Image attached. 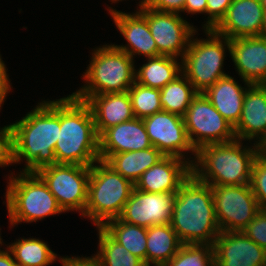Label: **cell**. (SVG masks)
I'll use <instances>...</instances> for the list:
<instances>
[{
  "label": "cell",
  "instance_id": "603a6c76",
  "mask_svg": "<svg viewBox=\"0 0 266 266\" xmlns=\"http://www.w3.org/2000/svg\"><path fill=\"white\" fill-rule=\"evenodd\" d=\"M250 85L247 84L244 88L232 76L226 75L203 94L215 109L235 127L241 118L245 93Z\"/></svg>",
  "mask_w": 266,
  "mask_h": 266
},
{
  "label": "cell",
  "instance_id": "2e32d148",
  "mask_svg": "<svg viewBox=\"0 0 266 266\" xmlns=\"http://www.w3.org/2000/svg\"><path fill=\"white\" fill-rule=\"evenodd\" d=\"M230 56L245 85L266 84V37L231 39Z\"/></svg>",
  "mask_w": 266,
  "mask_h": 266
},
{
  "label": "cell",
  "instance_id": "74e56055",
  "mask_svg": "<svg viewBox=\"0 0 266 266\" xmlns=\"http://www.w3.org/2000/svg\"><path fill=\"white\" fill-rule=\"evenodd\" d=\"M62 266H99L95 256L91 257H60Z\"/></svg>",
  "mask_w": 266,
  "mask_h": 266
},
{
  "label": "cell",
  "instance_id": "8fae6325",
  "mask_svg": "<svg viewBox=\"0 0 266 266\" xmlns=\"http://www.w3.org/2000/svg\"><path fill=\"white\" fill-rule=\"evenodd\" d=\"M220 231H242L261 210L250 184L211 186Z\"/></svg>",
  "mask_w": 266,
  "mask_h": 266
},
{
  "label": "cell",
  "instance_id": "cb8c5ba5",
  "mask_svg": "<svg viewBox=\"0 0 266 266\" xmlns=\"http://www.w3.org/2000/svg\"><path fill=\"white\" fill-rule=\"evenodd\" d=\"M164 155L155 147L110 155L104 162L133 184Z\"/></svg>",
  "mask_w": 266,
  "mask_h": 266
},
{
  "label": "cell",
  "instance_id": "4316f807",
  "mask_svg": "<svg viewBox=\"0 0 266 266\" xmlns=\"http://www.w3.org/2000/svg\"><path fill=\"white\" fill-rule=\"evenodd\" d=\"M102 228L146 265L147 228L126 223L120 218L107 221Z\"/></svg>",
  "mask_w": 266,
  "mask_h": 266
},
{
  "label": "cell",
  "instance_id": "ffe728a7",
  "mask_svg": "<svg viewBox=\"0 0 266 266\" xmlns=\"http://www.w3.org/2000/svg\"><path fill=\"white\" fill-rule=\"evenodd\" d=\"M150 147L152 143L143 119L134 117L106 129L99 136V159L105 161L112 154L139 151Z\"/></svg>",
  "mask_w": 266,
  "mask_h": 266
},
{
  "label": "cell",
  "instance_id": "ee69618b",
  "mask_svg": "<svg viewBox=\"0 0 266 266\" xmlns=\"http://www.w3.org/2000/svg\"><path fill=\"white\" fill-rule=\"evenodd\" d=\"M263 10L266 11V0H261Z\"/></svg>",
  "mask_w": 266,
  "mask_h": 266
},
{
  "label": "cell",
  "instance_id": "7402d4cb",
  "mask_svg": "<svg viewBox=\"0 0 266 266\" xmlns=\"http://www.w3.org/2000/svg\"><path fill=\"white\" fill-rule=\"evenodd\" d=\"M85 102L92 111L98 136L106 129L135 117L128 91L92 95Z\"/></svg>",
  "mask_w": 266,
  "mask_h": 266
},
{
  "label": "cell",
  "instance_id": "e575fe53",
  "mask_svg": "<svg viewBox=\"0 0 266 266\" xmlns=\"http://www.w3.org/2000/svg\"><path fill=\"white\" fill-rule=\"evenodd\" d=\"M233 0H207L208 19L204 24V30L214 29L225 17L228 7Z\"/></svg>",
  "mask_w": 266,
  "mask_h": 266
},
{
  "label": "cell",
  "instance_id": "83f0119b",
  "mask_svg": "<svg viewBox=\"0 0 266 266\" xmlns=\"http://www.w3.org/2000/svg\"><path fill=\"white\" fill-rule=\"evenodd\" d=\"M7 248L17 266H47L58 258L47 243L37 238H20Z\"/></svg>",
  "mask_w": 266,
  "mask_h": 266
},
{
  "label": "cell",
  "instance_id": "44dd1931",
  "mask_svg": "<svg viewBox=\"0 0 266 266\" xmlns=\"http://www.w3.org/2000/svg\"><path fill=\"white\" fill-rule=\"evenodd\" d=\"M239 140H257L259 144L266 136V84L250 85L245 93L242 114L234 127Z\"/></svg>",
  "mask_w": 266,
  "mask_h": 266
},
{
  "label": "cell",
  "instance_id": "d4e9b609",
  "mask_svg": "<svg viewBox=\"0 0 266 266\" xmlns=\"http://www.w3.org/2000/svg\"><path fill=\"white\" fill-rule=\"evenodd\" d=\"M182 246L170 223L147 228L146 266H163Z\"/></svg>",
  "mask_w": 266,
  "mask_h": 266
},
{
  "label": "cell",
  "instance_id": "4dcf8cb0",
  "mask_svg": "<svg viewBox=\"0 0 266 266\" xmlns=\"http://www.w3.org/2000/svg\"><path fill=\"white\" fill-rule=\"evenodd\" d=\"M214 249L209 244H182L163 266H214Z\"/></svg>",
  "mask_w": 266,
  "mask_h": 266
},
{
  "label": "cell",
  "instance_id": "60d3db41",
  "mask_svg": "<svg viewBox=\"0 0 266 266\" xmlns=\"http://www.w3.org/2000/svg\"><path fill=\"white\" fill-rule=\"evenodd\" d=\"M0 266H17L12 253L8 248L2 251L0 249Z\"/></svg>",
  "mask_w": 266,
  "mask_h": 266
},
{
  "label": "cell",
  "instance_id": "8992f818",
  "mask_svg": "<svg viewBox=\"0 0 266 266\" xmlns=\"http://www.w3.org/2000/svg\"><path fill=\"white\" fill-rule=\"evenodd\" d=\"M11 175L5 195L11 226L22 222H37L64 212L37 173L21 171L16 176Z\"/></svg>",
  "mask_w": 266,
  "mask_h": 266
},
{
  "label": "cell",
  "instance_id": "277c9868",
  "mask_svg": "<svg viewBox=\"0 0 266 266\" xmlns=\"http://www.w3.org/2000/svg\"><path fill=\"white\" fill-rule=\"evenodd\" d=\"M242 146V140L204 145L196 151L192 174L211 186L250 184L258 145Z\"/></svg>",
  "mask_w": 266,
  "mask_h": 266
},
{
  "label": "cell",
  "instance_id": "f546056e",
  "mask_svg": "<svg viewBox=\"0 0 266 266\" xmlns=\"http://www.w3.org/2000/svg\"><path fill=\"white\" fill-rule=\"evenodd\" d=\"M98 228V252L99 266H146L145 263L123 245L116 242L102 227Z\"/></svg>",
  "mask_w": 266,
  "mask_h": 266
},
{
  "label": "cell",
  "instance_id": "52a82bcc",
  "mask_svg": "<svg viewBox=\"0 0 266 266\" xmlns=\"http://www.w3.org/2000/svg\"><path fill=\"white\" fill-rule=\"evenodd\" d=\"M133 189L134 184L130 180L99 160L90 167L88 198L83 218H90L96 227L119 218Z\"/></svg>",
  "mask_w": 266,
  "mask_h": 266
},
{
  "label": "cell",
  "instance_id": "7a4b0ae2",
  "mask_svg": "<svg viewBox=\"0 0 266 266\" xmlns=\"http://www.w3.org/2000/svg\"><path fill=\"white\" fill-rule=\"evenodd\" d=\"M170 225L182 244L213 245L221 231L211 185L191 173L176 192Z\"/></svg>",
  "mask_w": 266,
  "mask_h": 266
},
{
  "label": "cell",
  "instance_id": "3957f363",
  "mask_svg": "<svg viewBox=\"0 0 266 266\" xmlns=\"http://www.w3.org/2000/svg\"><path fill=\"white\" fill-rule=\"evenodd\" d=\"M54 154L57 164L91 167L100 160L92 111L72 94L60 98V131Z\"/></svg>",
  "mask_w": 266,
  "mask_h": 266
},
{
  "label": "cell",
  "instance_id": "484cf974",
  "mask_svg": "<svg viewBox=\"0 0 266 266\" xmlns=\"http://www.w3.org/2000/svg\"><path fill=\"white\" fill-rule=\"evenodd\" d=\"M146 59L147 63L135 72V82L142 86L162 89L182 73L177 58L160 55Z\"/></svg>",
  "mask_w": 266,
  "mask_h": 266
},
{
  "label": "cell",
  "instance_id": "5b68a950",
  "mask_svg": "<svg viewBox=\"0 0 266 266\" xmlns=\"http://www.w3.org/2000/svg\"><path fill=\"white\" fill-rule=\"evenodd\" d=\"M84 72L86 84L72 95L86 101L92 95L126 92L135 83V66L126 52L114 44L97 47Z\"/></svg>",
  "mask_w": 266,
  "mask_h": 266
},
{
  "label": "cell",
  "instance_id": "f1b7e54d",
  "mask_svg": "<svg viewBox=\"0 0 266 266\" xmlns=\"http://www.w3.org/2000/svg\"><path fill=\"white\" fill-rule=\"evenodd\" d=\"M197 94L192 84L181 73L160 89V103L163 111L183 117Z\"/></svg>",
  "mask_w": 266,
  "mask_h": 266
},
{
  "label": "cell",
  "instance_id": "ab89813d",
  "mask_svg": "<svg viewBox=\"0 0 266 266\" xmlns=\"http://www.w3.org/2000/svg\"><path fill=\"white\" fill-rule=\"evenodd\" d=\"M183 12L188 14H207V0H185Z\"/></svg>",
  "mask_w": 266,
  "mask_h": 266
},
{
  "label": "cell",
  "instance_id": "d6986e66",
  "mask_svg": "<svg viewBox=\"0 0 266 266\" xmlns=\"http://www.w3.org/2000/svg\"><path fill=\"white\" fill-rule=\"evenodd\" d=\"M108 10L114 24L128 43L125 46L115 45L118 49L126 52L132 59L137 54L147 58L160 56L147 19L139 11L131 14L112 9V7Z\"/></svg>",
  "mask_w": 266,
  "mask_h": 266
},
{
  "label": "cell",
  "instance_id": "ba28073f",
  "mask_svg": "<svg viewBox=\"0 0 266 266\" xmlns=\"http://www.w3.org/2000/svg\"><path fill=\"white\" fill-rule=\"evenodd\" d=\"M204 31L208 39H193L192 36L181 59L182 74L197 93H204L220 78L228 75L222 68L226 47L230 53V40L217 34L213 29Z\"/></svg>",
  "mask_w": 266,
  "mask_h": 266
},
{
  "label": "cell",
  "instance_id": "9a60e30c",
  "mask_svg": "<svg viewBox=\"0 0 266 266\" xmlns=\"http://www.w3.org/2000/svg\"><path fill=\"white\" fill-rule=\"evenodd\" d=\"M214 266H266V250L242 231H222L215 239Z\"/></svg>",
  "mask_w": 266,
  "mask_h": 266
},
{
  "label": "cell",
  "instance_id": "b9f144b4",
  "mask_svg": "<svg viewBox=\"0 0 266 266\" xmlns=\"http://www.w3.org/2000/svg\"><path fill=\"white\" fill-rule=\"evenodd\" d=\"M259 153L266 156V136L264 139L258 144Z\"/></svg>",
  "mask_w": 266,
  "mask_h": 266
},
{
  "label": "cell",
  "instance_id": "6da1fadb",
  "mask_svg": "<svg viewBox=\"0 0 266 266\" xmlns=\"http://www.w3.org/2000/svg\"><path fill=\"white\" fill-rule=\"evenodd\" d=\"M12 129V163L26 160L23 172L37 173L57 164L54 149L60 131V99L42 101Z\"/></svg>",
  "mask_w": 266,
  "mask_h": 266
},
{
  "label": "cell",
  "instance_id": "7c38bea8",
  "mask_svg": "<svg viewBox=\"0 0 266 266\" xmlns=\"http://www.w3.org/2000/svg\"><path fill=\"white\" fill-rule=\"evenodd\" d=\"M138 11L147 19L159 55L181 57V60L191 37L197 33L196 28L178 13L154 10L144 4L139 6Z\"/></svg>",
  "mask_w": 266,
  "mask_h": 266
},
{
  "label": "cell",
  "instance_id": "f6af8a7d",
  "mask_svg": "<svg viewBox=\"0 0 266 266\" xmlns=\"http://www.w3.org/2000/svg\"><path fill=\"white\" fill-rule=\"evenodd\" d=\"M112 3H116L117 1H122V0H110Z\"/></svg>",
  "mask_w": 266,
  "mask_h": 266
},
{
  "label": "cell",
  "instance_id": "5bb4252c",
  "mask_svg": "<svg viewBox=\"0 0 266 266\" xmlns=\"http://www.w3.org/2000/svg\"><path fill=\"white\" fill-rule=\"evenodd\" d=\"M175 197L176 193H148L134 188L119 218L145 228L168 224Z\"/></svg>",
  "mask_w": 266,
  "mask_h": 266
},
{
  "label": "cell",
  "instance_id": "bcb514c9",
  "mask_svg": "<svg viewBox=\"0 0 266 266\" xmlns=\"http://www.w3.org/2000/svg\"><path fill=\"white\" fill-rule=\"evenodd\" d=\"M0 230H1V229H0ZM0 235H1V234H0ZM2 243H3V242H2V239H1V236H0V244L3 245Z\"/></svg>",
  "mask_w": 266,
  "mask_h": 266
},
{
  "label": "cell",
  "instance_id": "e0dca14e",
  "mask_svg": "<svg viewBox=\"0 0 266 266\" xmlns=\"http://www.w3.org/2000/svg\"><path fill=\"white\" fill-rule=\"evenodd\" d=\"M192 163L189 158L164 156L140 176L134 188L148 193H176L191 175Z\"/></svg>",
  "mask_w": 266,
  "mask_h": 266
},
{
  "label": "cell",
  "instance_id": "d6a6232c",
  "mask_svg": "<svg viewBox=\"0 0 266 266\" xmlns=\"http://www.w3.org/2000/svg\"><path fill=\"white\" fill-rule=\"evenodd\" d=\"M260 209L266 210V156L259 153L252 165L250 182Z\"/></svg>",
  "mask_w": 266,
  "mask_h": 266
},
{
  "label": "cell",
  "instance_id": "7bdbcfd3",
  "mask_svg": "<svg viewBox=\"0 0 266 266\" xmlns=\"http://www.w3.org/2000/svg\"><path fill=\"white\" fill-rule=\"evenodd\" d=\"M262 36L266 37V11H264L263 17Z\"/></svg>",
  "mask_w": 266,
  "mask_h": 266
},
{
  "label": "cell",
  "instance_id": "9c48e42d",
  "mask_svg": "<svg viewBox=\"0 0 266 266\" xmlns=\"http://www.w3.org/2000/svg\"><path fill=\"white\" fill-rule=\"evenodd\" d=\"M183 120L188 139L195 151L204 145L227 143L236 139L234 127L203 93H198L192 99Z\"/></svg>",
  "mask_w": 266,
  "mask_h": 266
},
{
  "label": "cell",
  "instance_id": "ac0fdd59",
  "mask_svg": "<svg viewBox=\"0 0 266 266\" xmlns=\"http://www.w3.org/2000/svg\"><path fill=\"white\" fill-rule=\"evenodd\" d=\"M263 17L261 0H233L225 17L213 30L229 40L262 36Z\"/></svg>",
  "mask_w": 266,
  "mask_h": 266
},
{
  "label": "cell",
  "instance_id": "d590c367",
  "mask_svg": "<svg viewBox=\"0 0 266 266\" xmlns=\"http://www.w3.org/2000/svg\"><path fill=\"white\" fill-rule=\"evenodd\" d=\"M12 163V129L11 125L0 128V167Z\"/></svg>",
  "mask_w": 266,
  "mask_h": 266
},
{
  "label": "cell",
  "instance_id": "f35d334b",
  "mask_svg": "<svg viewBox=\"0 0 266 266\" xmlns=\"http://www.w3.org/2000/svg\"><path fill=\"white\" fill-rule=\"evenodd\" d=\"M11 91V84L7 74L5 63L0 55V110L7 94Z\"/></svg>",
  "mask_w": 266,
  "mask_h": 266
},
{
  "label": "cell",
  "instance_id": "8d00e7d4",
  "mask_svg": "<svg viewBox=\"0 0 266 266\" xmlns=\"http://www.w3.org/2000/svg\"><path fill=\"white\" fill-rule=\"evenodd\" d=\"M139 6L144 4L146 7L171 13H180L184 10L185 0H142Z\"/></svg>",
  "mask_w": 266,
  "mask_h": 266
},
{
  "label": "cell",
  "instance_id": "30bf717a",
  "mask_svg": "<svg viewBox=\"0 0 266 266\" xmlns=\"http://www.w3.org/2000/svg\"><path fill=\"white\" fill-rule=\"evenodd\" d=\"M42 178L64 212L78 211L81 216L88 198L90 167L77 164H55L40 169Z\"/></svg>",
  "mask_w": 266,
  "mask_h": 266
},
{
  "label": "cell",
  "instance_id": "836d02e7",
  "mask_svg": "<svg viewBox=\"0 0 266 266\" xmlns=\"http://www.w3.org/2000/svg\"><path fill=\"white\" fill-rule=\"evenodd\" d=\"M242 232L266 250V210L261 209Z\"/></svg>",
  "mask_w": 266,
  "mask_h": 266
},
{
  "label": "cell",
  "instance_id": "4fadbf2b",
  "mask_svg": "<svg viewBox=\"0 0 266 266\" xmlns=\"http://www.w3.org/2000/svg\"><path fill=\"white\" fill-rule=\"evenodd\" d=\"M143 122L152 146L164 156H176L185 160V153L190 151L194 158L196 157V151L186 133L183 117L160 111L143 118Z\"/></svg>",
  "mask_w": 266,
  "mask_h": 266
},
{
  "label": "cell",
  "instance_id": "1f68e13d",
  "mask_svg": "<svg viewBox=\"0 0 266 266\" xmlns=\"http://www.w3.org/2000/svg\"><path fill=\"white\" fill-rule=\"evenodd\" d=\"M132 102L133 114L143 119L154 113L163 111L160 103V89L142 86L134 83L128 90Z\"/></svg>",
  "mask_w": 266,
  "mask_h": 266
}]
</instances>
